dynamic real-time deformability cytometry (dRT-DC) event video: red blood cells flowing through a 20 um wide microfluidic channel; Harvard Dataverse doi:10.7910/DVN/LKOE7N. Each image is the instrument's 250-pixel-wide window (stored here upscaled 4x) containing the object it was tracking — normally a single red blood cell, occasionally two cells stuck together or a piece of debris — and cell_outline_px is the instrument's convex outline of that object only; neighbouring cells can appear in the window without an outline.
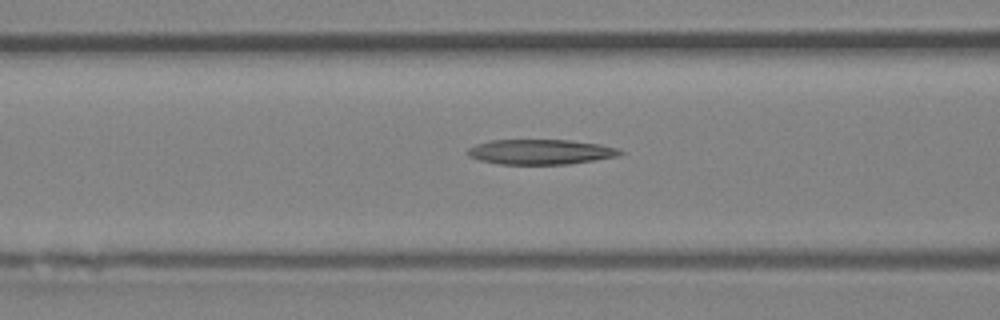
{"species": "Egyptian fruit bat (a non-hibernating species)", "species_latin": "Rousettus aegyptiacus", "temperature_condition": "room temperature", "stored_images_in_passage": 37, "camera_frame_rate_fps": 3000, "um_per_image_px": 0.085, "animal": {"sex": "female"}, "frame": {"image": 1, "passage_image": 18, "time_ms": 5.667, "image_size_px": [1000, 320], "cell_outline_px": [[624, 152], [620, 156], [568, 164], [500, 164], [480, 160], [468, 156], [464, 152], [468, 148], [476, 144], [492, 140], [568, 140], [600, 144], [616, 148]], "centroid_in_image_um": [45.92, 12.91], "position_along_channel_um": 120.7, "area_um2": 22.25}}
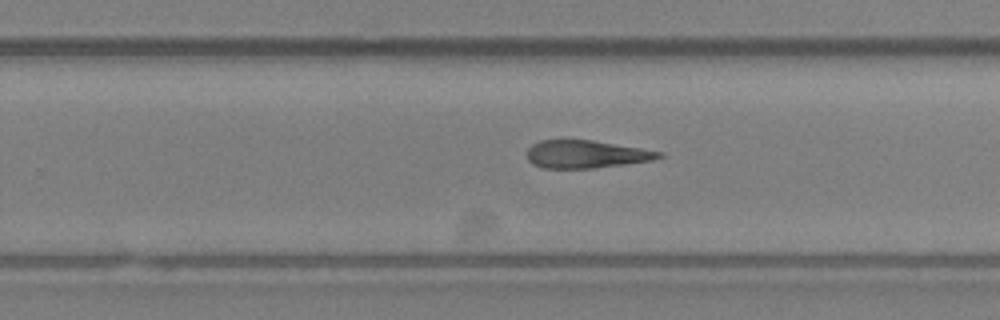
{"frame": {"image": 2, "passage_image": 29, "time_ms": 9.333, "image_size_px": [1000, 320], "cell_outline_px": [[664, 156], [652, 160], [596, 168], [544, 168], [532, 164], [528, 160], [528, 148], [532, 144], [540, 140], [592, 140], [664, 152]], "centroid_in_image_um": [49.82, 13.11], "position_along_channel_um": 280.0, "area_um2": 21.27}}
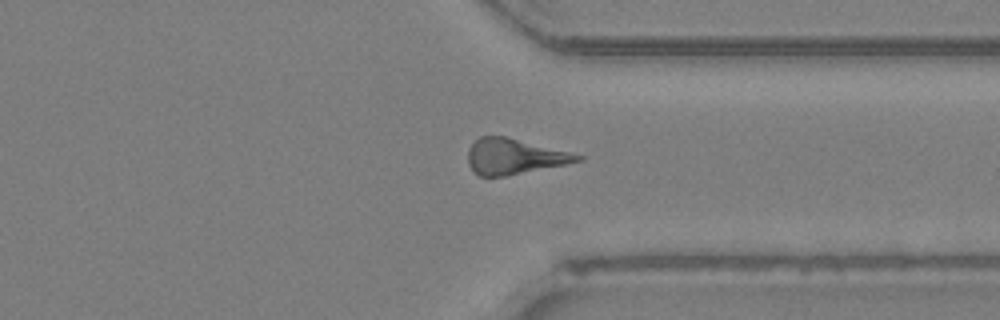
{"frame": {"image": 3, "passage_image": 35, "time_ms": 11.333, "image_size_px": [1000, 320], "cell_outline_px": [[584, 160], [504, 176], [480, 176], [468, 164], [468, 148], [480, 136], [504, 136], [584, 156]], "centroid_in_image_um": [43.67, 13.3], "position_along_channel_um": 367.7, "area_um2": 22.08}}